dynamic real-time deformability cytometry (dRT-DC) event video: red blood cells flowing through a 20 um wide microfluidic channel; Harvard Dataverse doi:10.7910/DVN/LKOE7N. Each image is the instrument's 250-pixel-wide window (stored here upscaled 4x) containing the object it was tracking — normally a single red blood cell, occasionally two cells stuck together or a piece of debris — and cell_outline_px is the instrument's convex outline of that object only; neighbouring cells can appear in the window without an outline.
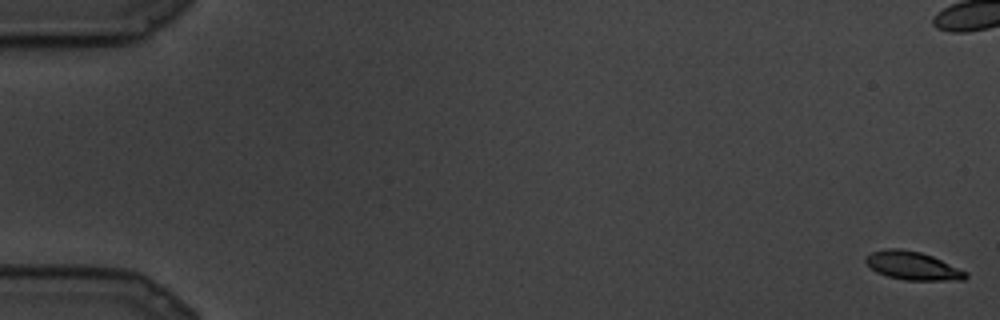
{"species": "common noctule bat (a hibernating species)", "species_latin": "Nyctalus noctula", "temperature_condition": "cold", "stored_images_in_passage": 94, "camera_frame_rate_fps": 3000, "um_per_image_px": 0.085, "animal": {"sex": "male", "body_mass_g": 19.5, "forearm_length_mm": 54.6}, "frame": {"image": 1, "passage_image": 1, "time_ms": 0.0, "image_size_px": [1000, 320], "cell_outline_px": [[968, 276], [964, 280], [904, 280], [888, 276], [876, 272], [864, 260], [864, 256], [872, 252], [888, 248], [900, 248], [920, 252], [932, 256], [968, 272]], "centroid_in_image_um": [77.57, 22.58], "position_along_channel_um": 7.4, "area_um2": 16.47}}